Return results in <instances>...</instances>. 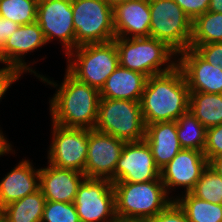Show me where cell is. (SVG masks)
<instances>
[{
	"mask_svg": "<svg viewBox=\"0 0 222 222\" xmlns=\"http://www.w3.org/2000/svg\"><path fill=\"white\" fill-rule=\"evenodd\" d=\"M150 37L166 43L177 54L190 48L192 20L174 0H149Z\"/></svg>",
	"mask_w": 222,
	"mask_h": 222,
	"instance_id": "cell-7",
	"label": "cell"
},
{
	"mask_svg": "<svg viewBox=\"0 0 222 222\" xmlns=\"http://www.w3.org/2000/svg\"><path fill=\"white\" fill-rule=\"evenodd\" d=\"M37 0H0V17L19 25L36 21Z\"/></svg>",
	"mask_w": 222,
	"mask_h": 222,
	"instance_id": "cell-27",
	"label": "cell"
},
{
	"mask_svg": "<svg viewBox=\"0 0 222 222\" xmlns=\"http://www.w3.org/2000/svg\"><path fill=\"white\" fill-rule=\"evenodd\" d=\"M20 25L9 20L0 17V50L5 41L13 35Z\"/></svg>",
	"mask_w": 222,
	"mask_h": 222,
	"instance_id": "cell-35",
	"label": "cell"
},
{
	"mask_svg": "<svg viewBox=\"0 0 222 222\" xmlns=\"http://www.w3.org/2000/svg\"><path fill=\"white\" fill-rule=\"evenodd\" d=\"M41 222H80L74 202L46 201Z\"/></svg>",
	"mask_w": 222,
	"mask_h": 222,
	"instance_id": "cell-29",
	"label": "cell"
},
{
	"mask_svg": "<svg viewBox=\"0 0 222 222\" xmlns=\"http://www.w3.org/2000/svg\"><path fill=\"white\" fill-rule=\"evenodd\" d=\"M206 62L222 69V42L190 45Z\"/></svg>",
	"mask_w": 222,
	"mask_h": 222,
	"instance_id": "cell-31",
	"label": "cell"
},
{
	"mask_svg": "<svg viewBox=\"0 0 222 222\" xmlns=\"http://www.w3.org/2000/svg\"><path fill=\"white\" fill-rule=\"evenodd\" d=\"M94 129L125 142L144 140L146 125L140 102L100 98Z\"/></svg>",
	"mask_w": 222,
	"mask_h": 222,
	"instance_id": "cell-6",
	"label": "cell"
},
{
	"mask_svg": "<svg viewBox=\"0 0 222 222\" xmlns=\"http://www.w3.org/2000/svg\"><path fill=\"white\" fill-rule=\"evenodd\" d=\"M20 77L21 74L10 66L5 65L0 68V100L13 82L15 83Z\"/></svg>",
	"mask_w": 222,
	"mask_h": 222,
	"instance_id": "cell-34",
	"label": "cell"
},
{
	"mask_svg": "<svg viewBox=\"0 0 222 222\" xmlns=\"http://www.w3.org/2000/svg\"><path fill=\"white\" fill-rule=\"evenodd\" d=\"M75 48L115 39L113 9L105 0H72Z\"/></svg>",
	"mask_w": 222,
	"mask_h": 222,
	"instance_id": "cell-8",
	"label": "cell"
},
{
	"mask_svg": "<svg viewBox=\"0 0 222 222\" xmlns=\"http://www.w3.org/2000/svg\"><path fill=\"white\" fill-rule=\"evenodd\" d=\"M125 141L102 133L88 130V151L83 173L87 178L108 179L114 183V172Z\"/></svg>",
	"mask_w": 222,
	"mask_h": 222,
	"instance_id": "cell-13",
	"label": "cell"
},
{
	"mask_svg": "<svg viewBox=\"0 0 222 222\" xmlns=\"http://www.w3.org/2000/svg\"><path fill=\"white\" fill-rule=\"evenodd\" d=\"M36 22L41 27L47 43L59 38L65 55L75 49L72 0L38 2Z\"/></svg>",
	"mask_w": 222,
	"mask_h": 222,
	"instance_id": "cell-11",
	"label": "cell"
},
{
	"mask_svg": "<svg viewBox=\"0 0 222 222\" xmlns=\"http://www.w3.org/2000/svg\"><path fill=\"white\" fill-rule=\"evenodd\" d=\"M23 159L0 182V210L39 190V169Z\"/></svg>",
	"mask_w": 222,
	"mask_h": 222,
	"instance_id": "cell-19",
	"label": "cell"
},
{
	"mask_svg": "<svg viewBox=\"0 0 222 222\" xmlns=\"http://www.w3.org/2000/svg\"><path fill=\"white\" fill-rule=\"evenodd\" d=\"M189 111L206 129L222 124V94L189 92Z\"/></svg>",
	"mask_w": 222,
	"mask_h": 222,
	"instance_id": "cell-22",
	"label": "cell"
},
{
	"mask_svg": "<svg viewBox=\"0 0 222 222\" xmlns=\"http://www.w3.org/2000/svg\"><path fill=\"white\" fill-rule=\"evenodd\" d=\"M85 178L84 173L49 164L39 169V189L46 201L72 203Z\"/></svg>",
	"mask_w": 222,
	"mask_h": 222,
	"instance_id": "cell-17",
	"label": "cell"
},
{
	"mask_svg": "<svg viewBox=\"0 0 222 222\" xmlns=\"http://www.w3.org/2000/svg\"><path fill=\"white\" fill-rule=\"evenodd\" d=\"M46 199L39 189L35 193L11 202L0 212L8 222H41Z\"/></svg>",
	"mask_w": 222,
	"mask_h": 222,
	"instance_id": "cell-23",
	"label": "cell"
},
{
	"mask_svg": "<svg viewBox=\"0 0 222 222\" xmlns=\"http://www.w3.org/2000/svg\"><path fill=\"white\" fill-rule=\"evenodd\" d=\"M48 164L83 173L88 151V129L68 128L52 123Z\"/></svg>",
	"mask_w": 222,
	"mask_h": 222,
	"instance_id": "cell-10",
	"label": "cell"
},
{
	"mask_svg": "<svg viewBox=\"0 0 222 222\" xmlns=\"http://www.w3.org/2000/svg\"><path fill=\"white\" fill-rule=\"evenodd\" d=\"M204 155L208 162L222 155V124L207 128Z\"/></svg>",
	"mask_w": 222,
	"mask_h": 222,
	"instance_id": "cell-30",
	"label": "cell"
},
{
	"mask_svg": "<svg viewBox=\"0 0 222 222\" xmlns=\"http://www.w3.org/2000/svg\"><path fill=\"white\" fill-rule=\"evenodd\" d=\"M0 222H8V220L0 212Z\"/></svg>",
	"mask_w": 222,
	"mask_h": 222,
	"instance_id": "cell-40",
	"label": "cell"
},
{
	"mask_svg": "<svg viewBox=\"0 0 222 222\" xmlns=\"http://www.w3.org/2000/svg\"><path fill=\"white\" fill-rule=\"evenodd\" d=\"M160 175L161 170L145 140L125 142L114 172V182H148L160 179Z\"/></svg>",
	"mask_w": 222,
	"mask_h": 222,
	"instance_id": "cell-14",
	"label": "cell"
},
{
	"mask_svg": "<svg viewBox=\"0 0 222 222\" xmlns=\"http://www.w3.org/2000/svg\"><path fill=\"white\" fill-rule=\"evenodd\" d=\"M47 41L41 30V27L35 21L30 24L20 25L18 29L3 44L0 50V63H4L16 69L21 75L25 72L34 73V76L41 79L42 82L58 86L56 82L50 81L44 75H38L35 70L30 68L23 60L28 52H33L37 48H42ZM24 55V56H23ZM23 57V58H22Z\"/></svg>",
	"mask_w": 222,
	"mask_h": 222,
	"instance_id": "cell-12",
	"label": "cell"
},
{
	"mask_svg": "<svg viewBox=\"0 0 222 222\" xmlns=\"http://www.w3.org/2000/svg\"><path fill=\"white\" fill-rule=\"evenodd\" d=\"M145 125L176 121L189 110V88L182 70L150 76L140 99Z\"/></svg>",
	"mask_w": 222,
	"mask_h": 222,
	"instance_id": "cell-1",
	"label": "cell"
},
{
	"mask_svg": "<svg viewBox=\"0 0 222 222\" xmlns=\"http://www.w3.org/2000/svg\"><path fill=\"white\" fill-rule=\"evenodd\" d=\"M115 213L118 222H143L163 211L169 198L161 178L148 182H114Z\"/></svg>",
	"mask_w": 222,
	"mask_h": 222,
	"instance_id": "cell-3",
	"label": "cell"
},
{
	"mask_svg": "<svg viewBox=\"0 0 222 222\" xmlns=\"http://www.w3.org/2000/svg\"><path fill=\"white\" fill-rule=\"evenodd\" d=\"M149 0H126L113 9L116 37H150Z\"/></svg>",
	"mask_w": 222,
	"mask_h": 222,
	"instance_id": "cell-18",
	"label": "cell"
},
{
	"mask_svg": "<svg viewBox=\"0 0 222 222\" xmlns=\"http://www.w3.org/2000/svg\"><path fill=\"white\" fill-rule=\"evenodd\" d=\"M48 1V0H37V2Z\"/></svg>",
	"mask_w": 222,
	"mask_h": 222,
	"instance_id": "cell-41",
	"label": "cell"
},
{
	"mask_svg": "<svg viewBox=\"0 0 222 222\" xmlns=\"http://www.w3.org/2000/svg\"><path fill=\"white\" fill-rule=\"evenodd\" d=\"M114 41L119 55V65L142 73L148 78L170 72L177 66L178 61L174 58H178L175 57L178 54L166 43L153 37H115Z\"/></svg>",
	"mask_w": 222,
	"mask_h": 222,
	"instance_id": "cell-4",
	"label": "cell"
},
{
	"mask_svg": "<svg viewBox=\"0 0 222 222\" xmlns=\"http://www.w3.org/2000/svg\"><path fill=\"white\" fill-rule=\"evenodd\" d=\"M11 146L12 145L8 143L7 138L4 137L3 132L0 130V156L5 153L8 154L9 152H13Z\"/></svg>",
	"mask_w": 222,
	"mask_h": 222,
	"instance_id": "cell-37",
	"label": "cell"
},
{
	"mask_svg": "<svg viewBox=\"0 0 222 222\" xmlns=\"http://www.w3.org/2000/svg\"><path fill=\"white\" fill-rule=\"evenodd\" d=\"M208 166L204 152L199 150L181 149L178 154L161 169L160 178L167 194L171 187H184L185 193L190 192L202 172Z\"/></svg>",
	"mask_w": 222,
	"mask_h": 222,
	"instance_id": "cell-15",
	"label": "cell"
},
{
	"mask_svg": "<svg viewBox=\"0 0 222 222\" xmlns=\"http://www.w3.org/2000/svg\"><path fill=\"white\" fill-rule=\"evenodd\" d=\"M193 21L197 16L208 11L210 0H174Z\"/></svg>",
	"mask_w": 222,
	"mask_h": 222,
	"instance_id": "cell-33",
	"label": "cell"
},
{
	"mask_svg": "<svg viewBox=\"0 0 222 222\" xmlns=\"http://www.w3.org/2000/svg\"><path fill=\"white\" fill-rule=\"evenodd\" d=\"M208 11L222 13V0H210Z\"/></svg>",
	"mask_w": 222,
	"mask_h": 222,
	"instance_id": "cell-38",
	"label": "cell"
},
{
	"mask_svg": "<svg viewBox=\"0 0 222 222\" xmlns=\"http://www.w3.org/2000/svg\"><path fill=\"white\" fill-rule=\"evenodd\" d=\"M177 135L182 149L204 151L206 128L188 110L177 120Z\"/></svg>",
	"mask_w": 222,
	"mask_h": 222,
	"instance_id": "cell-26",
	"label": "cell"
},
{
	"mask_svg": "<svg viewBox=\"0 0 222 222\" xmlns=\"http://www.w3.org/2000/svg\"><path fill=\"white\" fill-rule=\"evenodd\" d=\"M190 193L201 200L222 205V177L208 165Z\"/></svg>",
	"mask_w": 222,
	"mask_h": 222,
	"instance_id": "cell-28",
	"label": "cell"
},
{
	"mask_svg": "<svg viewBox=\"0 0 222 222\" xmlns=\"http://www.w3.org/2000/svg\"><path fill=\"white\" fill-rule=\"evenodd\" d=\"M74 205L80 222H118L113 183L108 179L85 178Z\"/></svg>",
	"mask_w": 222,
	"mask_h": 222,
	"instance_id": "cell-9",
	"label": "cell"
},
{
	"mask_svg": "<svg viewBox=\"0 0 222 222\" xmlns=\"http://www.w3.org/2000/svg\"><path fill=\"white\" fill-rule=\"evenodd\" d=\"M222 42V13L207 11L192 21L190 45Z\"/></svg>",
	"mask_w": 222,
	"mask_h": 222,
	"instance_id": "cell-25",
	"label": "cell"
},
{
	"mask_svg": "<svg viewBox=\"0 0 222 222\" xmlns=\"http://www.w3.org/2000/svg\"><path fill=\"white\" fill-rule=\"evenodd\" d=\"M147 79L146 75L119 65L99 91L100 98L140 102Z\"/></svg>",
	"mask_w": 222,
	"mask_h": 222,
	"instance_id": "cell-21",
	"label": "cell"
},
{
	"mask_svg": "<svg viewBox=\"0 0 222 222\" xmlns=\"http://www.w3.org/2000/svg\"><path fill=\"white\" fill-rule=\"evenodd\" d=\"M208 165L213 168V170L222 177V155L212 158Z\"/></svg>",
	"mask_w": 222,
	"mask_h": 222,
	"instance_id": "cell-36",
	"label": "cell"
},
{
	"mask_svg": "<svg viewBox=\"0 0 222 222\" xmlns=\"http://www.w3.org/2000/svg\"><path fill=\"white\" fill-rule=\"evenodd\" d=\"M177 57V66L184 74L189 92L222 94V69L219 66L206 62L192 48L180 52Z\"/></svg>",
	"mask_w": 222,
	"mask_h": 222,
	"instance_id": "cell-16",
	"label": "cell"
},
{
	"mask_svg": "<svg viewBox=\"0 0 222 222\" xmlns=\"http://www.w3.org/2000/svg\"><path fill=\"white\" fill-rule=\"evenodd\" d=\"M181 197L174 200L185 212L188 222H222L221 204L201 200L190 192Z\"/></svg>",
	"mask_w": 222,
	"mask_h": 222,
	"instance_id": "cell-24",
	"label": "cell"
},
{
	"mask_svg": "<svg viewBox=\"0 0 222 222\" xmlns=\"http://www.w3.org/2000/svg\"><path fill=\"white\" fill-rule=\"evenodd\" d=\"M143 222H188V220L183 209L172 200L163 211Z\"/></svg>",
	"mask_w": 222,
	"mask_h": 222,
	"instance_id": "cell-32",
	"label": "cell"
},
{
	"mask_svg": "<svg viewBox=\"0 0 222 222\" xmlns=\"http://www.w3.org/2000/svg\"><path fill=\"white\" fill-rule=\"evenodd\" d=\"M66 56L69 58L66 70L78 81L99 91L119 66V55L114 40L78 46Z\"/></svg>",
	"mask_w": 222,
	"mask_h": 222,
	"instance_id": "cell-5",
	"label": "cell"
},
{
	"mask_svg": "<svg viewBox=\"0 0 222 222\" xmlns=\"http://www.w3.org/2000/svg\"><path fill=\"white\" fill-rule=\"evenodd\" d=\"M50 99L52 123L68 128L94 129L100 92L78 81L67 70L64 81Z\"/></svg>",
	"mask_w": 222,
	"mask_h": 222,
	"instance_id": "cell-2",
	"label": "cell"
},
{
	"mask_svg": "<svg viewBox=\"0 0 222 222\" xmlns=\"http://www.w3.org/2000/svg\"><path fill=\"white\" fill-rule=\"evenodd\" d=\"M107 4L114 9L117 5L122 4L126 0H105Z\"/></svg>",
	"mask_w": 222,
	"mask_h": 222,
	"instance_id": "cell-39",
	"label": "cell"
},
{
	"mask_svg": "<svg viewBox=\"0 0 222 222\" xmlns=\"http://www.w3.org/2000/svg\"><path fill=\"white\" fill-rule=\"evenodd\" d=\"M144 140L149 145L156 165L161 170L182 149L177 135V122L165 121L146 125Z\"/></svg>",
	"mask_w": 222,
	"mask_h": 222,
	"instance_id": "cell-20",
	"label": "cell"
}]
</instances>
